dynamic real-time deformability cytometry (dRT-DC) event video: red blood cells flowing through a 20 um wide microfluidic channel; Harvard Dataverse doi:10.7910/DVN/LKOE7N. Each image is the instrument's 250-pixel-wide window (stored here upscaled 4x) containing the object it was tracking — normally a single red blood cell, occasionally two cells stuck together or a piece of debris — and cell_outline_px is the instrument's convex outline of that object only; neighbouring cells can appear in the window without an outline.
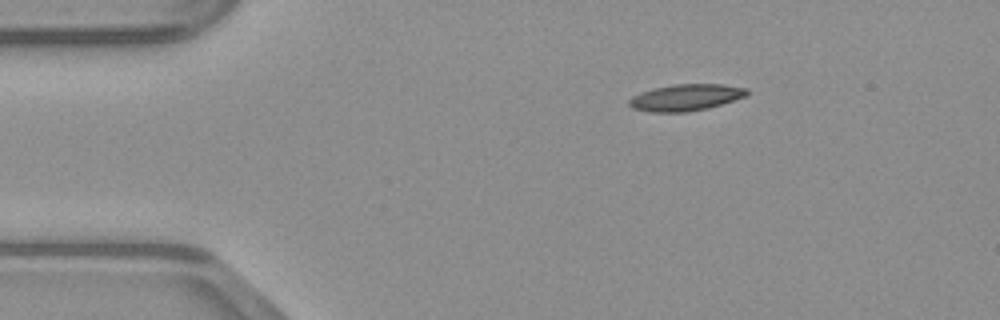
{"species": "common noctule bat (a hibernating species)", "species_latin": "Nyctalus noctula", "temperature_condition": "warm", "stored_images_in_passage": 41, "camera_frame_rate_fps": 3000, "um_per_image_px": 0.085, "animal": {"sex": "male", "body_mass_g": 23.1, "forearm_length_mm": 52.7}, "frame": {"image": 1, "passage_image": 1, "time_ms": 0.0, "image_size_px": [1000, 320], "cell_outline_px": [[748, 96], [708, 108], [688, 112], [652, 112], [632, 108], [628, 104], [628, 100], [632, 96], [656, 88], [676, 84], [724, 84], [748, 88]], "centroid_in_image_um": [58.34, 8.29], "position_along_channel_um": 26.7, "area_um2": 18.21}}
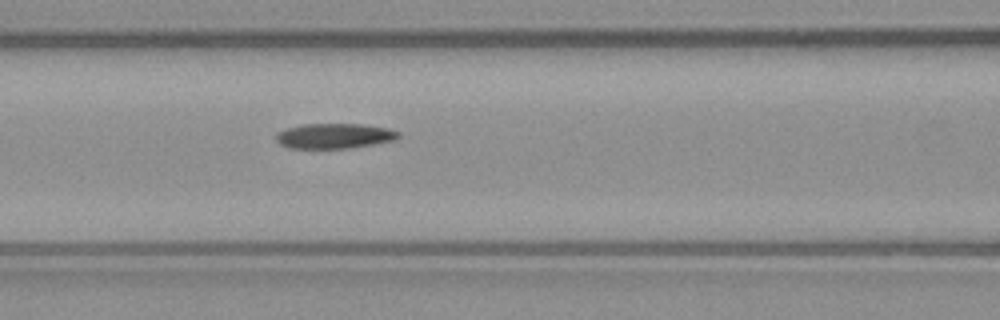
{"frame": {"image": 2, "passage_image": 13, "time_ms": 4.0, "image_size_px": [1000, 320], "cell_outline_px": [[400, 136], [396, 140], [348, 148], [288, 148], [280, 144], [276, 140], [276, 132], [288, 128], [304, 124], [360, 124], [388, 128], [400, 132]], "centroid_in_image_um": [28.42, 11.55], "position_along_channel_um": 138.2, "area_um2": 17.86}}
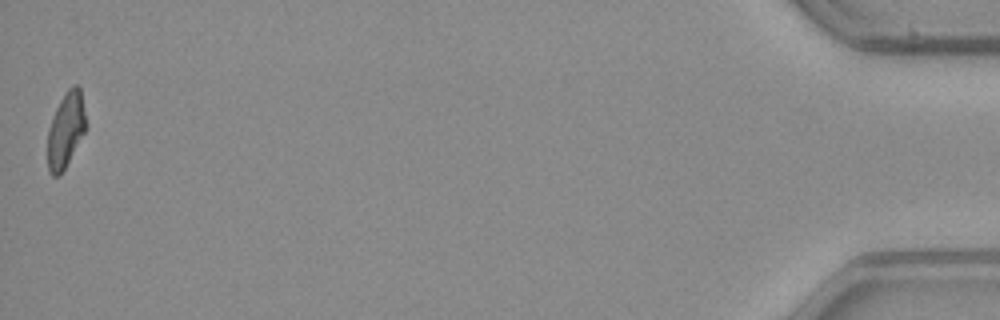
{"frame": {"image": 3, "passage_image": 41, "time_ms": 13.333, "image_size_px": [1000, 320], "cell_outline_px": [[84, 132], [60, 176], [52, 176], [48, 172], [48, 128], [52, 116], [60, 100], [68, 88], [72, 84], [76, 84], [80, 88], [84, 112]], "centroid_in_image_um": [5.55, 11.05], "position_along_channel_um": 429.7, "area_um2": 16.42}}